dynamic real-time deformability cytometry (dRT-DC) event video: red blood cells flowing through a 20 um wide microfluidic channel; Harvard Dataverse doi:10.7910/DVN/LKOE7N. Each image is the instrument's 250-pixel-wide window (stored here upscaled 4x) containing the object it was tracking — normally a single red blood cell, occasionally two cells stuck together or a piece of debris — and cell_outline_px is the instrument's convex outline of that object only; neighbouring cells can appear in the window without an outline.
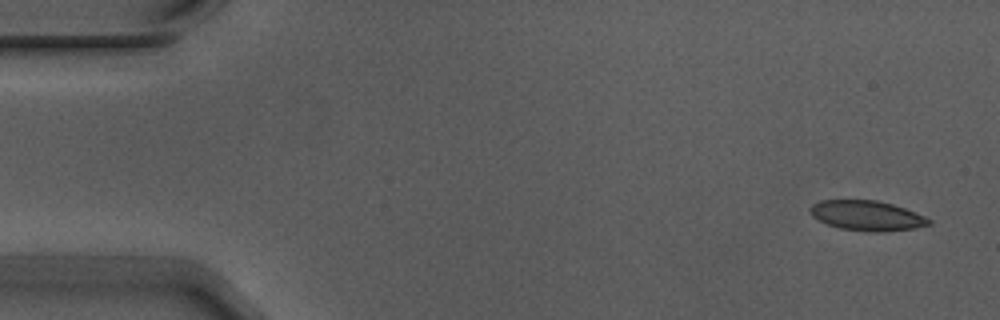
{"species": "Egyptian fruit bat (a non-hibernating species)", "species_latin": "Rousettus aegyptiacus", "temperature_condition": "warm", "stored_images_in_passage": 5, "segment_of_instrument_passage": [1, 2], "camera_frame_rate_fps": 3000, "um_per_image_px": 0.085, "animal": {"sex": "male"}, "frame": {"image": 1, "passage_image": 1, "time_ms": 0.0, "image_size_px": [1000, 320], "cell_outline_px": [[932, 224], [916, 228], [884, 232], [868, 232], [840, 228], [828, 224], [812, 216], [808, 212], [808, 208], [812, 204], [820, 200], [876, 200], [892, 204], [904, 208], [924, 216], [932, 220]], "centroid_in_image_um": [73.68, 18.33], "position_along_channel_um": 11.3, "area_um2": 20.87}}